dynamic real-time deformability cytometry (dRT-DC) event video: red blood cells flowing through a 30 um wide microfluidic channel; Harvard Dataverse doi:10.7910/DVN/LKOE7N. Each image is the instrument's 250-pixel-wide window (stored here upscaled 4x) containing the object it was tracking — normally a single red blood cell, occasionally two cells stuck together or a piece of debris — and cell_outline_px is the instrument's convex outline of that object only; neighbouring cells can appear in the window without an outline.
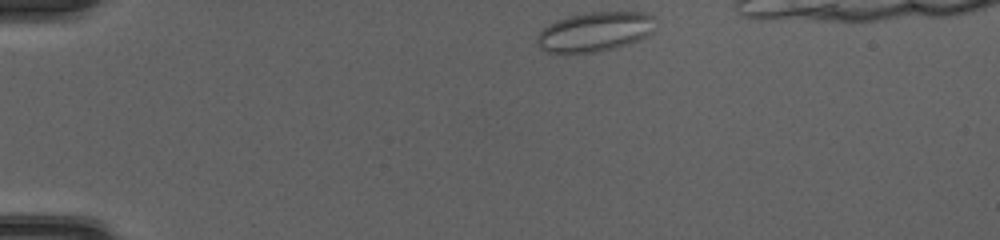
{"species": "common noctule bat (a hibernating species)", "species_latin": "Nyctalus noctula", "temperature_condition": "cold", "stored_images_in_passage": 37, "camera_frame_rate_fps": 3000, "um_per_image_px": 0.085, "animal": {"sex": "female", "body_mass_g": 20.0, "forearm_length_mm": 54.0}, "frame": {"image": 1, "passage_image": 1, "time_ms": 0.0, "image_size_px": [1000, 240], "cell_outline_px": [[652, 32], [628, 44], [596, 52], [544, 52], [540, 48], [536, 40], [540, 32], [544, 28], [556, 20], [572, 16], [592, 12], [640, 12], [652, 16]], "centroid_in_image_um": [50.51, 2.7], "position_along_channel_um": 34.5, "area_um2": 26.47}}
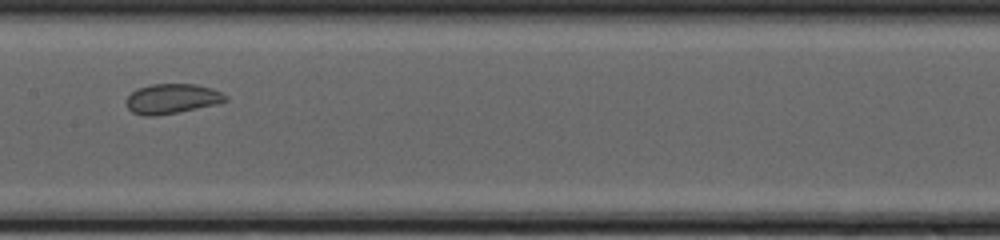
{"frame": {"image": 2, "passage_image": 17, "time_ms": 5.333, "image_size_px": [1000, 240], "cell_outline_px": [[228, 100], [216, 104], [156, 116], [144, 116], [132, 112], [128, 108], [128, 96], [136, 88], [152, 84], [196, 84], [212, 88], [228, 96]], "centroid_in_image_um": [14.63, 8.38], "position_along_channel_um": 192.8, "area_um2": 17.11}}
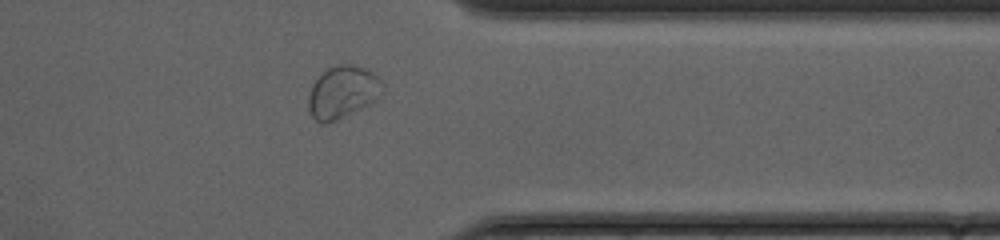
{"frame": {"image": 3, "passage_image": 31, "time_ms": 10.0, "image_size_px": [1000, 240], "cell_outline_px": [[384, 92], [376, 100], [328, 124], [320, 124], [312, 116], [308, 108], [308, 96], [312, 84], [328, 68], [340, 64], [352, 64], [368, 68], [384, 84]], "centroid_in_image_um": [29.13, 7.83], "position_along_channel_um": 382.3, "area_um2": 22.66}}